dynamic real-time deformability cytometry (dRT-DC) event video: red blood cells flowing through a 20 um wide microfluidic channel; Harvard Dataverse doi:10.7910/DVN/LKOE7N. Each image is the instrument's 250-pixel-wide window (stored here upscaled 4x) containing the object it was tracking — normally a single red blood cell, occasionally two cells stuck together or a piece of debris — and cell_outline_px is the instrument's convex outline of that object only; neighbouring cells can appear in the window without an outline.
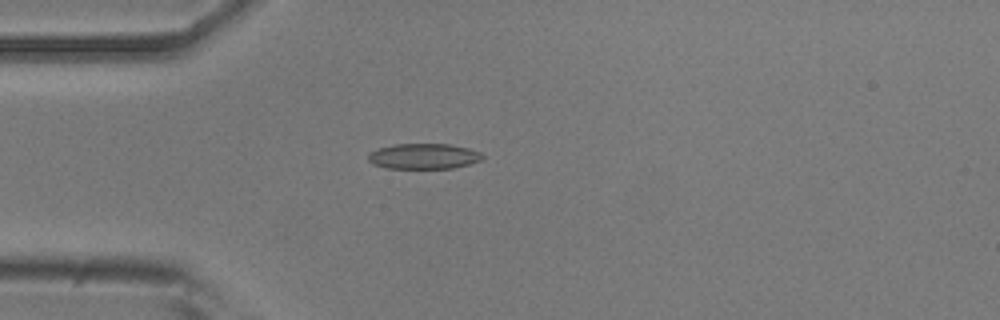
{"species": "common noctule bat (a hibernating species)", "species_latin": "Nyctalus noctula", "temperature_condition": "room temperature", "stored_images_in_passage": 4, "camera_frame_rate_fps": 3000, "um_per_image_px": 0.085, "animal": {"sex": "male", "body_mass_g": 20.5, "forearm_length_mm": 52.5}, "frame": {"image": 1, "passage_image": 1, "time_ms": 0.0, "image_size_px": [1000, 320], "cell_outline_px": [[484, 156], [480, 160], [468, 164], [452, 168], [384, 168], [372, 164], [368, 160], [368, 152], [380, 148], [396, 144], [448, 144], [468, 148], [480, 152]], "centroid_in_image_um": [35.98, 13.28], "position_along_channel_um": 49.0, "area_um2": 16.88}}